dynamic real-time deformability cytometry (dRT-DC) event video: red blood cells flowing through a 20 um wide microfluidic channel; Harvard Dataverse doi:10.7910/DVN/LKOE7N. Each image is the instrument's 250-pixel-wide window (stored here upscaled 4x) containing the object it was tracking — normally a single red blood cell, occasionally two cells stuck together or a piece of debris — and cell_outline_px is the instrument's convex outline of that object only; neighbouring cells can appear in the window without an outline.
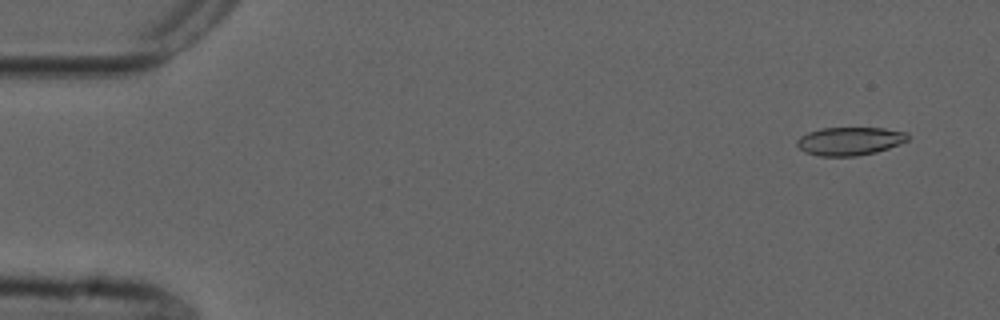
{"species": "common noctule bat (a hibernating species)", "species_latin": "Nyctalus noctula", "temperature_condition": "cold", "stored_images_in_passage": 13, "camera_frame_rate_fps": 3000, "um_per_image_px": 0.085, "animal": {"sex": "male", "forearm_length_mm": 52.5}, "frame": {"image": 1, "passage_image": 4, "time_ms": 1.0, "image_size_px": [1000, 320], "cell_outline_px": [[908, 140], [888, 148], [876, 152], [856, 156], [820, 156], [804, 152], [796, 144], [796, 140], [800, 136], [808, 132], [820, 128], [884, 128], [908, 132]], "centroid_in_image_um": [72.21, 11.99], "position_along_channel_um": 12.8, "area_um2": 18.26}}